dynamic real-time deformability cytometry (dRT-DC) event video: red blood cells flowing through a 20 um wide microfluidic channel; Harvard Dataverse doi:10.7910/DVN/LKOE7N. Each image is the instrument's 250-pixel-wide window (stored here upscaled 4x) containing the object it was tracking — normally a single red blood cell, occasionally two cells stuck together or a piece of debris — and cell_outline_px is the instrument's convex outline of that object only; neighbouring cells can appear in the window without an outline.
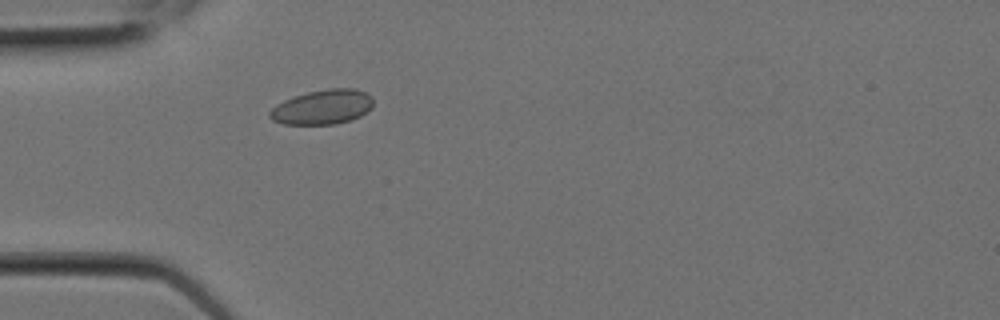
{"species": "Egyptian fruit bat (a non-hibernating species)", "species_latin": "Rousettus aegyptiacus", "temperature_condition": "room temperature", "stored_images_in_passage": 4, "camera_frame_rate_fps": 3000, "um_per_image_px": 0.085, "animal": {"sex": "female"}, "frame": {"image": 1, "passage_image": 4, "time_ms": 1.0, "image_size_px": [1000, 320], "cell_outline_px": [[372, 108], [368, 112], [352, 120], [336, 124], [284, 124], [272, 120], [268, 116], [268, 112], [276, 104], [284, 100], [308, 92], [328, 88], [356, 88], [372, 96]], "centroid_in_image_um": [27.43, 9.1], "position_along_channel_um": 57.6, "area_um2": 21.04}}